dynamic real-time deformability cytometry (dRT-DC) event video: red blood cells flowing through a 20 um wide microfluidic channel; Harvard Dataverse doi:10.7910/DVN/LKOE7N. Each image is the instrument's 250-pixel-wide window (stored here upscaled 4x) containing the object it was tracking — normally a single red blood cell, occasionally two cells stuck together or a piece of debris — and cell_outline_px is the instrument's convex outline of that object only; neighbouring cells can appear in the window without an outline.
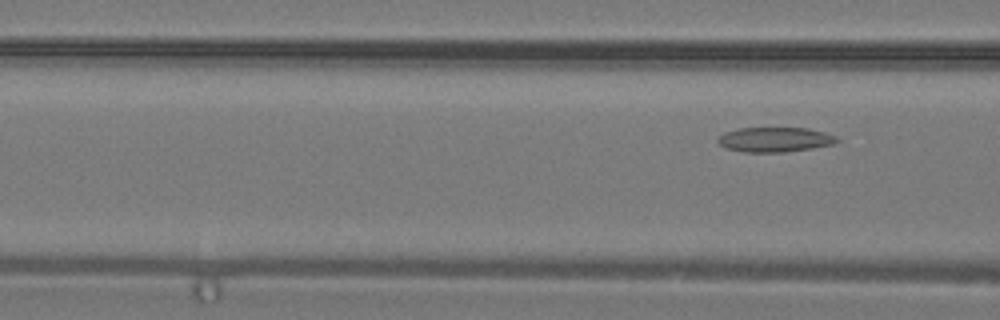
{"species": "common noctule bat (a hibernating species)", "species_latin": "Nyctalus noctula", "temperature_condition": "warm", "stored_images_in_passage": 3, "camera_frame_rate_fps": 3000, "um_per_image_px": 0.085, "animal": {"sex": "male", "body_mass_g": 19.2, "forearm_length_mm": 51.8}, "frame": {"image": 1, "passage_image": 3, "time_ms": 0.667, "image_size_px": [1000, 320], "cell_outline_px": [[840, 140], [832, 144], [812, 148], [784, 152], [744, 152], [728, 148], [720, 144], [716, 140], [724, 132], [740, 128], [808, 128], [824, 132], [836, 136]], "centroid_in_image_um": [65.87, 11.86], "position_along_channel_um": 100.7, "area_um2": 17.05}}